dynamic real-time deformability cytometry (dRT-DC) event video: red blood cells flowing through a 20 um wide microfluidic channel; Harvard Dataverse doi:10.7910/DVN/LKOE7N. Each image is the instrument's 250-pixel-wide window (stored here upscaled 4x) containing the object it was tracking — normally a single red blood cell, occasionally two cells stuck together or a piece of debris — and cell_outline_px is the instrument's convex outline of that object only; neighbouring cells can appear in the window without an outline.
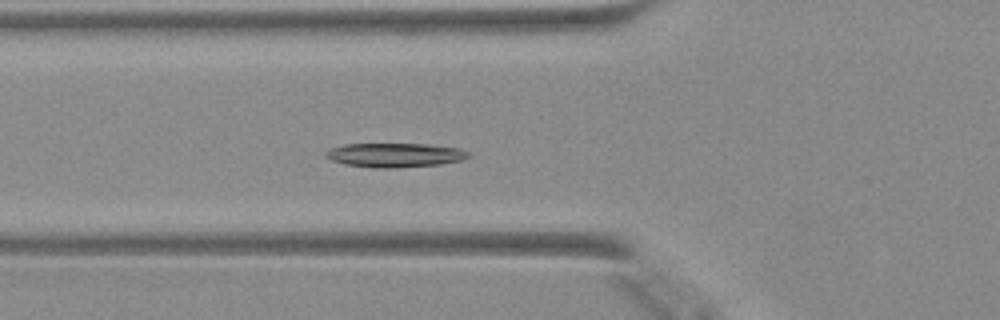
{"species": "Egyptian fruit bat (a non-hibernating species)", "species_latin": "Rousettus aegyptiacus", "temperature_condition": "warm", "stored_images_in_passage": 49, "camera_frame_rate_fps": 3000, "um_per_image_px": 0.085, "animal": {"sex": "female"}, "frame": {"image": 1, "passage_image": 18, "time_ms": 5.667, "image_size_px": [1000, 320], "cell_outline_px": [[472, 156], [460, 160], [440, 164], [392, 168], [376, 168], [344, 164], [332, 160], [324, 156], [324, 152], [332, 148], [344, 144], [428, 144], [460, 148], [468, 152]], "centroid_in_image_um": [33.56, 13.18], "position_along_channel_um": 92.2, "area_um2": 20.06}}
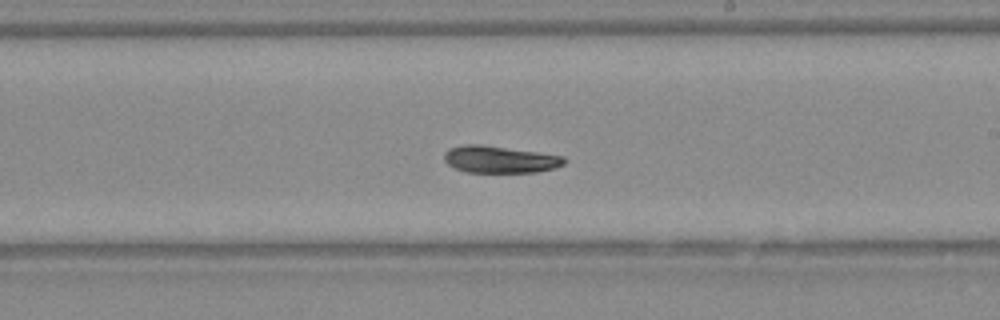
{"frame": {"image": 2, "passage_image": 29, "time_ms": 9.333, "image_size_px": [1000, 320], "cell_outline_px": [[568, 160], [564, 164], [552, 168], [536, 172], [464, 172], [448, 164], [444, 160], [444, 152], [448, 148], [464, 144], [480, 144], [564, 156]], "centroid_in_image_um": [42.45, 13.54], "position_along_channel_um": 246.5, "area_um2": 18.84}}
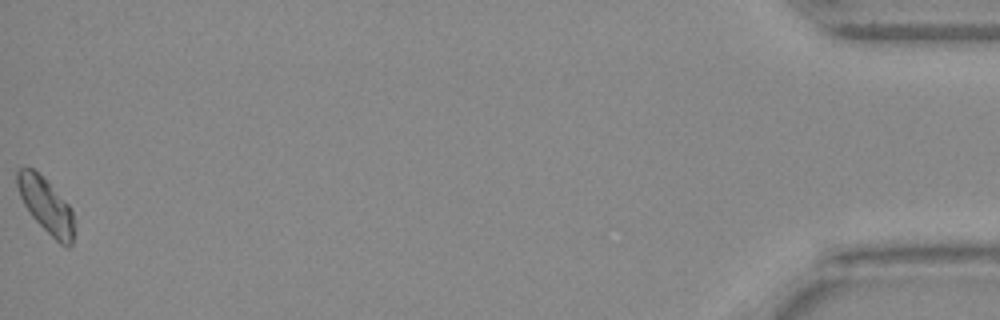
{"frame": {"image": 3, "passage_image": 49, "time_ms": 16.0, "image_size_px": [1000, 320], "cell_outline_px": [[72, 244], [68, 248], [60, 244], [32, 216], [24, 204], [20, 196], [16, 184], [16, 172], [20, 168], [32, 168], [72, 208]], "centroid_in_image_um": [3.88, 17.47], "position_along_channel_um": 431.3, "area_um2": 17.46}}